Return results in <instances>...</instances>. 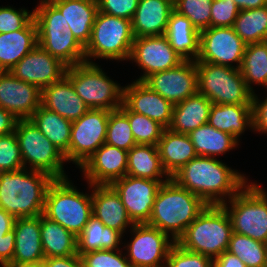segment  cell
<instances>
[{
    "instance_id": "d590c367",
    "label": "cell",
    "mask_w": 267,
    "mask_h": 267,
    "mask_svg": "<svg viewBox=\"0 0 267 267\" xmlns=\"http://www.w3.org/2000/svg\"><path fill=\"white\" fill-rule=\"evenodd\" d=\"M198 156L212 157L232 149L237 139L229 133L215 129L209 124L199 126L189 134Z\"/></svg>"
},
{
    "instance_id": "f35d334b",
    "label": "cell",
    "mask_w": 267,
    "mask_h": 267,
    "mask_svg": "<svg viewBox=\"0 0 267 267\" xmlns=\"http://www.w3.org/2000/svg\"><path fill=\"white\" fill-rule=\"evenodd\" d=\"M227 251L239 257L247 267H266L267 244L232 233Z\"/></svg>"
},
{
    "instance_id": "5b68a950",
    "label": "cell",
    "mask_w": 267,
    "mask_h": 267,
    "mask_svg": "<svg viewBox=\"0 0 267 267\" xmlns=\"http://www.w3.org/2000/svg\"><path fill=\"white\" fill-rule=\"evenodd\" d=\"M74 188L67 178L54 179L46 192L43 215L78 236L92 216V194Z\"/></svg>"
},
{
    "instance_id": "9a60e30c",
    "label": "cell",
    "mask_w": 267,
    "mask_h": 267,
    "mask_svg": "<svg viewBox=\"0 0 267 267\" xmlns=\"http://www.w3.org/2000/svg\"><path fill=\"white\" fill-rule=\"evenodd\" d=\"M131 226L135 237L128 245L129 258L127 259H129L130 266L165 267L160 263V260H167L168 252L174 241L169 242L166 233L146 223Z\"/></svg>"
},
{
    "instance_id": "d6a6232c",
    "label": "cell",
    "mask_w": 267,
    "mask_h": 267,
    "mask_svg": "<svg viewBox=\"0 0 267 267\" xmlns=\"http://www.w3.org/2000/svg\"><path fill=\"white\" fill-rule=\"evenodd\" d=\"M41 244L45 258L67 257L77 253V236L43 214L40 215Z\"/></svg>"
},
{
    "instance_id": "30bf717a",
    "label": "cell",
    "mask_w": 267,
    "mask_h": 267,
    "mask_svg": "<svg viewBox=\"0 0 267 267\" xmlns=\"http://www.w3.org/2000/svg\"><path fill=\"white\" fill-rule=\"evenodd\" d=\"M15 134L23 159L30 163L31 170L44 172L54 179H64V154L51 143L30 119H18Z\"/></svg>"
},
{
    "instance_id": "f546056e",
    "label": "cell",
    "mask_w": 267,
    "mask_h": 267,
    "mask_svg": "<svg viewBox=\"0 0 267 267\" xmlns=\"http://www.w3.org/2000/svg\"><path fill=\"white\" fill-rule=\"evenodd\" d=\"M165 36L171 47L184 61L191 60L189 57L191 54L196 61L199 54L200 31L192 25L187 17L173 10L169 17Z\"/></svg>"
},
{
    "instance_id": "4dcf8cb0",
    "label": "cell",
    "mask_w": 267,
    "mask_h": 267,
    "mask_svg": "<svg viewBox=\"0 0 267 267\" xmlns=\"http://www.w3.org/2000/svg\"><path fill=\"white\" fill-rule=\"evenodd\" d=\"M208 124L238 140L246 126H253L252 105L212 104Z\"/></svg>"
},
{
    "instance_id": "7c38bea8",
    "label": "cell",
    "mask_w": 267,
    "mask_h": 267,
    "mask_svg": "<svg viewBox=\"0 0 267 267\" xmlns=\"http://www.w3.org/2000/svg\"><path fill=\"white\" fill-rule=\"evenodd\" d=\"M247 44L233 27H209L200 31L199 54L196 62H209L240 69Z\"/></svg>"
},
{
    "instance_id": "e0dca14e",
    "label": "cell",
    "mask_w": 267,
    "mask_h": 267,
    "mask_svg": "<svg viewBox=\"0 0 267 267\" xmlns=\"http://www.w3.org/2000/svg\"><path fill=\"white\" fill-rule=\"evenodd\" d=\"M66 70L65 64L37 45L9 71L15 78L42 90L60 81Z\"/></svg>"
},
{
    "instance_id": "7a4b0ae2",
    "label": "cell",
    "mask_w": 267,
    "mask_h": 267,
    "mask_svg": "<svg viewBox=\"0 0 267 267\" xmlns=\"http://www.w3.org/2000/svg\"><path fill=\"white\" fill-rule=\"evenodd\" d=\"M50 175L25 168L0 172V208L16 218L43 214Z\"/></svg>"
},
{
    "instance_id": "680465c9",
    "label": "cell",
    "mask_w": 267,
    "mask_h": 267,
    "mask_svg": "<svg viewBox=\"0 0 267 267\" xmlns=\"http://www.w3.org/2000/svg\"><path fill=\"white\" fill-rule=\"evenodd\" d=\"M5 267H42V264H32V263H18V262H9Z\"/></svg>"
},
{
    "instance_id": "8992f818",
    "label": "cell",
    "mask_w": 267,
    "mask_h": 267,
    "mask_svg": "<svg viewBox=\"0 0 267 267\" xmlns=\"http://www.w3.org/2000/svg\"><path fill=\"white\" fill-rule=\"evenodd\" d=\"M196 68L198 93L213 104L252 105L253 93L239 69L209 62H196Z\"/></svg>"
},
{
    "instance_id": "11a10c76",
    "label": "cell",
    "mask_w": 267,
    "mask_h": 267,
    "mask_svg": "<svg viewBox=\"0 0 267 267\" xmlns=\"http://www.w3.org/2000/svg\"><path fill=\"white\" fill-rule=\"evenodd\" d=\"M17 121L12 113L0 107V136L14 132Z\"/></svg>"
},
{
    "instance_id": "b9f144b4",
    "label": "cell",
    "mask_w": 267,
    "mask_h": 267,
    "mask_svg": "<svg viewBox=\"0 0 267 267\" xmlns=\"http://www.w3.org/2000/svg\"><path fill=\"white\" fill-rule=\"evenodd\" d=\"M213 0H176L174 11L187 17L199 31L211 27V5Z\"/></svg>"
},
{
    "instance_id": "277c9868",
    "label": "cell",
    "mask_w": 267,
    "mask_h": 267,
    "mask_svg": "<svg viewBox=\"0 0 267 267\" xmlns=\"http://www.w3.org/2000/svg\"><path fill=\"white\" fill-rule=\"evenodd\" d=\"M232 233L227 210L222 205H207L176 243L215 259L227 251Z\"/></svg>"
},
{
    "instance_id": "3957f363",
    "label": "cell",
    "mask_w": 267,
    "mask_h": 267,
    "mask_svg": "<svg viewBox=\"0 0 267 267\" xmlns=\"http://www.w3.org/2000/svg\"><path fill=\"white\" fill-rule=\"evenodd\" d=\"M207 204L198 196L177 185L171 178L159 188L151 216L146 224L158 228L174 242L205 209Z\"/></svg>"
},
{
    "instance_id": "44dd1931",
    "label": "cell",
    "mask_w": 267,
    "mask_h": 267,
    "mask_svg": "<svg viewBox=\"0 0 267 267\" xmlns=\"http://www.w3.org/2000/svg\"><path fill=\"white\" fill-rule=\"evenodd\" d=\"M64 16V27L85 48L91 38L92 27L98 12L97 0H50Z\"/></svg>"
},
{
    "instance_id": "e575fe53",
    "label": "cell",
    "mask_w": 267,
    "mask_h": 267,
    "mask_svg": "<svg viewBox=\"0 0 267 267\" xmlns=\"http://www.w3.org/2000/svg\"><path fill=\"white\" fill-rule=\"evenodd\" d=\"M122 234L105 226L95 216H91L83 231L77 236V253L100 249L115 250L118 248Z\"/></svg>"
},
{
    "instance_id": "681fc988",
    "label": "cell",
    "mask_w": 267,
    "mask_h": 267,
    "mask_svg": "<svg viewBox=\"0 0 267 267\" xmlns=\"http://www.w3.org/2000/svg\"><path fill=\"white\" fill-rule=\"evenodd\" d=\"M138 2L139 0H97L98 11L130 21L136 12Z\"/></svg>"
},
{
    "instance_id": "5bb4252c",
    "label": "cell",
    "mask_w": 267,
    "mask_h": 267,
    "mask_svg": "<svg viewBox=\"0 0 267 267\" xmlns=\"http://www.w3.org/2000/svg\"><path fill=\"white\" fill-rule=\"evenodd\" d=\"M142 82L175 105L198 92L196 61H183L175 68L149 75Z\"/></svg>"
},
{
    "instance_id": "d4e9b609",
    "label": "cell",
    "mask_w": 267,
    "mask_h": 267,
    "mask_svg": "<svg viewBox=\"0 0 267 267\" xmlns=\"http://www.w3.org/2000/svg\"><path fill=\"white\" fill-rule=\"evenodd\" d=\"M13 229L15 232V250L12 261L42 264L45 257L40 236V215L16 218Z\"/></svg>"
},
{
    "instance_id": "f907efd6",
    "label": "cell",
    "mask_w": 267,
    "mask_h": 267,
    "mask_svg": "<svg viewBox=\"0 0 267 267\" xmlns=\"http://www.w3.org/2000/svg\"><path fill=\"white\" fill-rule=\"evenodd\" d=\"M252 128L257 131L267 132V97L261 103H259L257 96L253 93L252 97Z\"/></svg>"
},
{
    "instance_id": "c3c4849f",
    "label": "cell",
    "mask_w": 267,
    "mask_h": 267,
    "mask_svg": "<svg viewBox=\"0 0 267 267\" xmlns=\"http://www.w3.org/2000/svg\"><path fill=\"white\" fill-rule=\"evenodd\" d=\"M34 13L27 10L17 11L11 7H0V33L23 29L32 19Z\"/></svg>"
},
{
    "instance_id": "4fadbf2b",
    "label": "cell",
    "mask_w": 267,
    "mask_h": 267,
    "mask_svg": "<svg viewBox=\"0 0 267 267\" xmlns=\"http://www.w3.org/2000/svg\"><path fill=\"white\" fill-rule=\"evenodd\" d=\"M125 175L114 181L111 186L119 194L128 217L134 224L147 223L153 209L157 192L167 182Z\"/></svg>"
},
{
    "instance_id": "2e32d148",
    "label": "cell",
    "mask_w": 267,
    "mask_h": 267,
    "mask_svg": "<svg viewBox=\"0 0 267 267\" xmlns=\"http://www.w3.org/2000/svg\"><path fill=\"white\" fill-rule=\"evenodd\" d=\"M129 59L145 70L137 81L149 75L177 67L184 60L175 52L165 35L135 38Z\"/></svg>"
},
{
    "instance_id": "484cf974",
    "label": "cell",
    "mask_w": 267,
    "mask_h": 267,
    "mask_svg": "<svg viewBox=\"0 0 267 267\" xmlns=\"http://www.w3.org/2000/svg\"><path fill=\"white\" fill-rule=\"evenodd\" d=\"M157 149L168 177L198 156L188 134L176 133L169 128L164 129Z\"/></svg>"
},
{
    "instance_id": "83f0119b",
    "label": "cell",
    "mask_w": 267,
    "mask_h": 267,
    "mask_svg": "<svg viewBox=\"0 0 267 267\" xmlns=\"http://www.w3.org/2000/svg\"><path fill=\"white\" fill-rule=\"evenodd\" d=\"M212 104L206 96L198 92L175 104L169 129L176 133L189 134L199 126L208 124Z\"/></svg>"
},
{
    "instance_id": "cb8c5ba5",
    "label": "cell",
    "mask_w": 267,
    "mask_h": 267,
    "mask_svg": "<svg viewBox=\"0 0 267 267\" xmlns=\"http://www.w3.org/2000/svg\"><path fill=\"white\" fill-rule=\"evenodd\" d=\"M92 215L99 219L105 226L123 234L130 223L125 206L119 194L111 185H92Z\"/></svg>"
},
{
    "instance_id": "60d3db41",
    "label": "cell",
    "mask_w": 267,
    "mask_h": 267,
    "mask_svg": "<svg viewBox=\"0 0 267 267\" xmlns=\"http://www.w3.org/2000/svg\"><path fill=\"white\" fill-rule=\"evenodd\" d=\"M105 143L125 151L137 145L128 117L120 108L110 111Z\"/></svg>"
},
{
    "instance_id": "9f6ffc18",
    "label": "cell",
    "mask_w": 267,
    "mask_h": 267,
    "mask_svg": "<svg viewBox=\"0 0 267 267\" xmlns=\"http://www.w3.org/2000/svg\"><path fill=\"white\" fill-rule=\"evenodd\" d=\"M15 218L0 208V241L4 239V235L13 229Z\"/></svg>"
},
{
    "instance_id": "4316f807",
    "label": "cell",
    "mask_w": 267,
    "mask_h": 267,
    "mask_svg": "<svg viewBox=\"0 0 267 267\" xmlns=\"http://www.w3.org/2000/svg\"><path fill=\"white\" fill-rule=\"evenodd\" d=\"M38 45L34 18L20 30L0 33V71L11 70Z\"/></svg>"
},
{
    "instance_id": "f1b7e54d",
    "label": "cell",
    "mask_w": 267,
    "mask_h": 267,
    "mask_svg": "<svg viewBox=\"0 0 267 267\" xmlns=\"http://www.w3.org/2000/svg\"><path fill=\"white\" fill-rule=\"evenodd\" d=\"M38 45L67 67L85 60V48L66 27L59 32H37Z\"/></svg>"
},
{
    "instance_id": "8d00e7d4",
    "label": "cell",
    "mask_w": 267,
    "mask_h": 267,
    "mask_svg": "<svg viewBox=\"0 0 267 267\" xmlns=\"http://www.w3.org/2000/svg\"><path fill=\"white\" fill-rule=\"evenodd\" d=\"M236 34L248 45L267 40V5L239 10L233 24Z\"/></svg>"
},
{
    "instance_id": "6f0895ef",
    "label": "cell",
    "mask_w": 267,
    "mask_h": 267,
    "mask_svg": "<svg viewBox=\"0 0 267 267\" xmlns=\"http://www.w3.org/2000/svg\"><path fill=\"white\" fill-rule=\"evenodd\" d=\"M239 10L261 8L267 5V0H234Z\"/></svg>"
},
{
    "instance_id": "6da1fadb",
    "label": "cell",
    "mask_w": 267,
    "mask_h": 267,
    "mask_svg": "<svg viewBox=\"0 0 267 267\" xmlns=\"http://www.w3.org/2000/svg\"><path fill=\"white\" fill-rule=\"evenodd\" d=\"M177 185L200 197L207 205H222L245 185V177L216 158L197 156L170 177ZM219 195V197L217 196Z\"/></svg>"
},
{
    "instance_id": "ba28073f",
    "label": "cell",
    "mask_w": 267,
    "mask_h": 267,
    "mask_svg": "<svg viewBox=\"0 0 267 267\" xmlns=\"http://www.w3.org/2000/svg\"><path fill=\"white\" fill-rule=\"evenodd\" d=\"M134 39L130 20L98 11L85 47V60L89 62L87 57L129 59Z\"/></svg>"
},
{
    "instance_id": "bcb514c9",
    "label": "cell",
    "mask_w": 267,
    "mask_h": 267,
    "mask_svg": "<svg viewBox=\"0 0 267 267\" xmlns=\"http://www.w3.org/2000/svg\"><path fill=\"white\" fill-rule=\"evenodd\" d=\"M114 251L100 249L90 251L81 255L83 267H131L126 256Z\"/></svg>"
},
{
    "instance_id": "1f68e13d",
    "label": "cell",
    "mask_w": 267,
    "mask_h": 267,
    "mask_svg": "<svg viewBox=\"0 0 267 267\" xmlns=\"http://www.w3.org/2000/svg\"><path fill=\"white\" fill-rule=\"evenodd\" d=\"M43 135L69 160L72 121L42 105L29 118Z\"/></svg>"
},
{
    "instance_id": "ffe728a7",
    "label": "cell",
    "mask_w": 267,
    "mask_h": 267,
    "mask_svg": "<svg viewBox=\"0 0 267 267\" xmlns=\"http://www.w3.org/2000/svg\"><path fill=\"white\" fill-rule=\"evenodd\" d=\"M123 104L130 111L149 117L165 129L171 125L174 105L142 81L136 80L123 88Z\"/></svg>"
},
{
    "instance_id": "9c48e42d",
    "label": "cell",
    "mask_w": 267,
    "mask_h": 267,
    "mask_svg": "<svg viewBox=\"0 0 267 267\" xmlns=\"http://www.w3.org/2000/svg\"><path fill=\"white\" fill-rule=\"evenodd\" d=\"M246 186L230 199L231 210L226 203L222 206L230 217L233 232L267 244V194L256 184Z\"/></svg>"
},
{
    "instance_id": "836d02e7",
    "label": "cell",
    "mask_w": 267,
    "mask_h": 267,
    "mask_svg": "<svg viewBox=\"0 0 267 267\" xmlns=\"http://www.w3.org/2000/svg\"><path fill=\"white\" fill-rule=\"evenodd\" d=\"M162 174H167L161 164L157 145L137 144L128 151L126 175L162 181Z\"/></svg>"
},
{
    "instance_id": "db71d44e",
    "label": "cell",
    "mask_w": 267,
    "mask_h": 267,
    "mask_svg": "<svg viewBox=\"0 0 267 267\" xmlns=\"http://www.w3.org/2000/svg\"><path fill=\"white\" fill-rule=\"evenodd\" d=\"M213 267H247L237 256L224 251L219 257L213 259Z\"/></svg>"
},
{
    "instance_id": "52a82bcc",
    "label": "cell",
    "mask_w": 267,
    "mask_h": 267,
    "mask_svg": "<svg viewBox=\"0 0 267 267\" xmlns=\"http://www.w3.org/2000/svg\"><path fill=\"white\" fill-rule=\"evenodd\" d=\"M65 77L90 109L113 111L123 104V88L110 80L93 62L67 67Z\"/></svg>"
},
{
    "instance_id": "f5cc1de1",
    "label": "cell",
    "mask_w": 267,
    "mask_h": 267,
    "mask_svg": "<svg viewBox=\"0 0 267 267\" xmlns=\"http://www.w3.org/2000/svg\"><path fill=\"white\" fill-rule=\"evenodd\" d=\"M42 267H83L82 259L79 254L67 257L44 258Z\"/></svg>"
},
{
    "instance_id": "74e56055",
    "label": "cell",
    "mask_w": 267,
    "mask_h": 267,
    "mask_svg": "<svg viewBox=\"0 0 267 267\" xmlns=\"http://www.w3.org/2000/svg\"><path fill=\"white\" fill-rule=\"evenodd\" d=\"M239 70L252 93L251 83L267 86V41L246 46Z\"/></svg>"
},
{
    "instance_id": "8fae6325",
    "label": "cell",
    "mask_w": 267,
    "mask_h": 267,
    "mask_svg": "<svg viewBox=\"0 0 267 267\" xmlns=\"http://www.w3.org/2000/svg\"><path fill=\"white\" fill-rule=\"evenodd\" d=\"M110 111L89 109L79 119L72 121L69 160L82 166L100 148L106 139Z\"/></svg>"
},
{
    "instance_id": "7402d4cb",
    "label": "cell",
    "mask_w": 267,
    "mask_h": 267,
    "mask_svg": "<svg viewBox=\"0 0 267 267\" xmlns=\"http://www.w3.org/2000/svg\"><path fill=\"white\" fill-rule=\"evenodd\" d=\"M173 10L171 0H139L131 20L134 37L165 35Z\"/></svg>"
},
{
    "instance_id": "ac0fdd59",
    "label": "cell",
    "mask_w": 267,
    "mask_h": 267,
    "mask_svg": "<svg viewBox=\"0 0 267 267\" xmlns=\"http://www.w3.org/2000/svg\"><path fill=\"white\" fill-rule=\"evenodd\" d=\"M41 105V90L15 78L10 71H0V107L17 119H29Z\"/></svg>"
},
{
    "instance_id": "603a6c76",
    "label": "cell",
    "mask_w": 267,
    "mask_h": 267,
    "mask_svg": "<svg viewBox=\"0 0 267 267\" xmlns=\"http://www.w3.org/2000/svg\"><path fill=\"white\" fill-rule=\"evenodd\" d=\"M41 105L70 121L79 119L90 109L65 76L41 90Z\"/></svg>"
},
{
    "instance_id": "ee69618b",
    "label": "cell",
    "mask_w": 267,
    "mask_h": 267,
    "mask_svg": "<svg viewBox=\"0 0 267 267\" xmlns=\"http://www.w3.org/2000/svg\"><path fill=\"white\" fill-rule=\"evenodd\" d=\"M23 159L15 132L0 136V172L23 169Z\"/></svg>"
},
{
    "instance_id": "816d5d0a",
    "label": "cell",
    "mask_w": 267,
    "mask_h": 267,
    "mask_svg": "<svg viewBox=\"0 0 267 267\" xmlns=\"http://www.w3.org/2000/svg\"><path fill=\"white\" fill-rule=\"evenodd\" d=\"M15 250V232L10 230L0 241V263L2 267L13 260Z\"/></svg>"
},
{
    "instance_id": "f6af8a7d",
    "label": "cell",
    "mask_w": 267,
    "mask_h": 267,
    "mask_svg": "<svg viewBox=\"0 0 267 267\" xmlns=\"http://www.w3.org/2000/svg\"><path fill=\"white\" fill-rule=\"evenodd\" d=\"M166 267H213V259L203 254L183 249L176 242L168 252Z\"/></svg>"
},
{
    "instance_id": "7bdbcfd3",
    "label": "cell",
    "mask_w": 267,
    "mask_h": 267,
    "mask_svg": "<svg viewBox=\"0 0 267 267\" xmlns=\"http://www.w3.org/2000/svg\"><path fill=\"white\" fill-rule=\"evenodd\" d=\"M33 13L37 32H59L65 28L64 16L50 0H41Z\"/></svg>"
},
{
    "instance_id": "ab89813d",
    "label": "cell",
    "mask_w": 267,
    "mask_h": 267,
    "mask_svg": "<svg viewBox=\"0 0 267 267\" xmlns=\"http://www.w3.org/2000/svg\"><path fill=\"white\" fill-rule=\"evenodd\" d=\"M120 109L127 115L136 144L157 145L164 127L142 114L130 111L124 104Z\"/></svg>"
},
{
    "instance_id": "d6986e66",
    "label": "cell",
    "mask_w": 267,
    "mask_h": 267,
    "mask_svg": "<svg viewBox=\"0 0 267 267\" xmlns=\"http://www.w3.org/2000/svg\"><path fill=\"white\" fill-rule=\"evenodd\" d=\"M128 151L104 143L80 167L92 185H111L127 172Z\"/></svg>"
},
{
    "instance_id": "7dc6e473",
    "label": "cell",
    "mask_w": 267,
    "mask_h": 267,
    "mask_svg": "<svg viewBox=\"0 0 267 267\" xmlns=\"http://www.w3.org/2000/svg\"><path fill=\"white\" fill-rule=\"evenodd\" d=\"M211 8V27H233L239 13L234 0H213Z\"/></svg>"
}]
</instances>
